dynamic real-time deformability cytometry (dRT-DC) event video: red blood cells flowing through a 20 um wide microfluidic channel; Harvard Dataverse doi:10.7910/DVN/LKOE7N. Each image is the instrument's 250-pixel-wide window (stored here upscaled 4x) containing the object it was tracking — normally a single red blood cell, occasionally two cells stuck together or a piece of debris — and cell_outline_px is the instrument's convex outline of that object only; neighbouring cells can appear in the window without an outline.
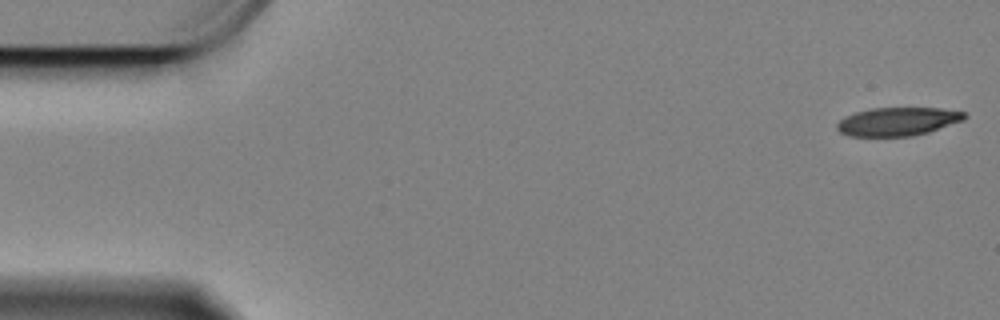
{"species": "Egyptian fruit bat (a non-hibernating species)", "species_latin": "Rousettus aegyptiacus", "temperature_condition": "cold", "stored_images_in_passage": 59, "camera_frame_rate_fps": 3000, "um_per_image_px": 0.085, "animal": {"sex": "female"}, "frame": {"image": 1, "passage_image": 1, "time_ms": 0.0, "image_size_px": [1000, 320], "cell_outline_px": [[968, 116], [964, 120], [928, 132], [912, 136], [848, 136], [840, 132], [836, 128], [836, 124], [844, 116], [856, 112], [872, 108], [940, 108], [964, 112]], "centroid_in_image_um": [76.29, 10.33], "position_along_channel_um": 8.7, "area_um2": 21.1}}
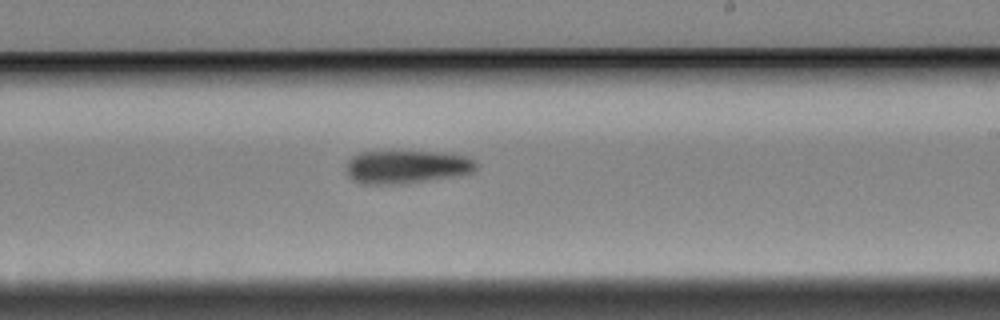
{"frame": {"image": 2, "passage_image": 34, "time_ms": 11.0, "image_size_px": [1000, 320], "cell_outline_px": [[476, 168], [472, 172], [452, 176], [420, 180], [364, 184], [356, 180], [348, 172], [348, 160], [352, 156], [360, 152], [444, 152], [464, 156], [476, 160]], "centroid_in_image_um": [34.6, 14.13], "position_along_channel_um": 254.4, "area_um2": 23.87}}
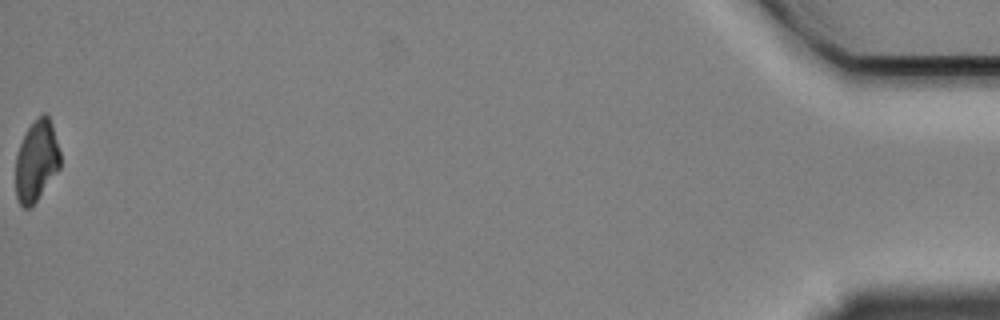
{"frame": {"image": 3, "passage_image": 59, "time_ms": 19.333, "image_size_px": [1000, 320], "cell_outline_px": [[60, 168], [36, 200], [28, 208], [24, 208], [20, 204], [16, 196], [16, 156], [20, 144], [28, 128], [44, 112], [48, 116], [52, 124], [60, 152]], "centroid_in_image_um": [3.1, 13.68], "position_along_channel_um": 432.1, "area_um2": 20.63}, "authors_computed_cell_mechanics": {"area_um2": 23.8714, "velocity_mm_per_s": 3.3349, "shape_relaxation_time_tau1_ms": 7.1868, "shape_relaxation_time_tau2_ms": null, "deformation_change_tau1": 0.1374, "deformation_change_tau2": null}}